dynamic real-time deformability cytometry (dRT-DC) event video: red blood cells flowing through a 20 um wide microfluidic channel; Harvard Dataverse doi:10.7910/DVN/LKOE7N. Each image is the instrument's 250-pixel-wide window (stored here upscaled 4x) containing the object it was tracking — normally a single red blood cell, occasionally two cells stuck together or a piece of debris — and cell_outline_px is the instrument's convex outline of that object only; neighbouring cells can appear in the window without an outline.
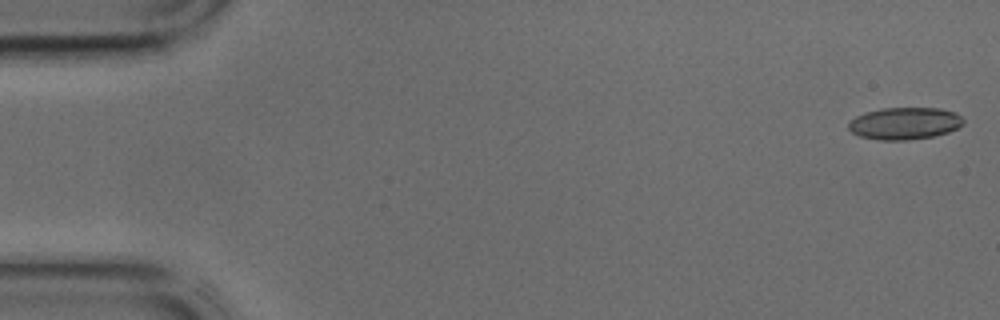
{"species": "common noctule bat (a hibernating species)", "species_latin": "Nyctalus noctula", "temperature_condition": "cold", "stored_images_in_passage": 4, "camera_frame_rate_fps": 3000, "um_per_image_px": 0.085, "animal": {"sex": "male", "body_mass_g": 17.9, "forearm_length_mm": 54.2}, "frame": {"image": 1, "passage_image": 1, "time_ms": 0.0, "image_size_px": [1000, 320], "cell_outline_px": [[964, 124], [948, 132], [932, 136], [908, 140], [880, 140], [860, 136], [852, 132], [848, 128], [848, 124], [856, 116], [864, 112], [880, 108], [940, 108], [956, 112], [964, 120]], "centroid_in_image_um": [76.89, 10.48], "position_along_channel_um": 8.1, "area_um2": 21.5}}